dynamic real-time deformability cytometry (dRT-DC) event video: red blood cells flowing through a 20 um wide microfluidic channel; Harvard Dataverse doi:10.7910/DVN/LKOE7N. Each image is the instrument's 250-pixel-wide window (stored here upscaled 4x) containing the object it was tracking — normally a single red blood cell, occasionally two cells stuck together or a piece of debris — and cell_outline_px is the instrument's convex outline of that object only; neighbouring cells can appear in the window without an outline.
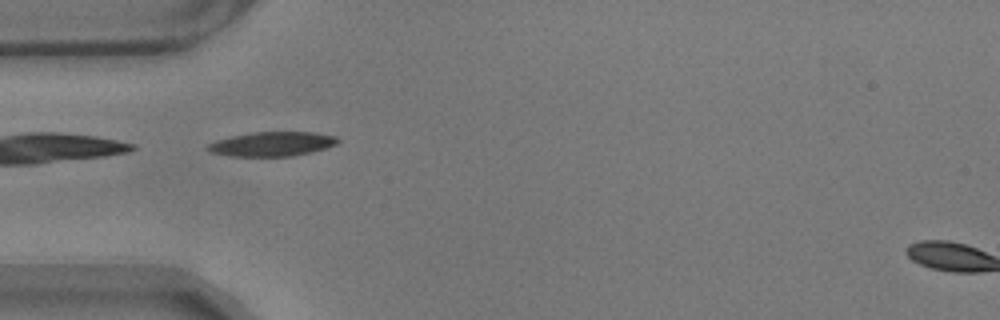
{"species": "common noctule bat (a hibernating species)", "species_latin": "Nyctalus noctula", "temperature_condition": "warm", "stored_images_in_passage": 41, "camera_frame_rate_fps": 3000, "um_per_image_px": 0.085, "animal": {"sex": "male", "body_mass_g": 17.9}, "frame": {"image": 1, "passage_image": 1, "time_ms": 0.0, "image_size_px": [1000, 320], "cell_outline_px": [[340, 140], [336, 144], [312, 152], [292, 156], [228, 156], [208, 152], [204, 148], [208, 144], [216, 140], [232, 136], [252, 132], [316, 132], [336, 136]], "centroid_in_image_um": [23.09, 12.24], "position_along_channel_um": 61.9, "area_um2": 18.61}}
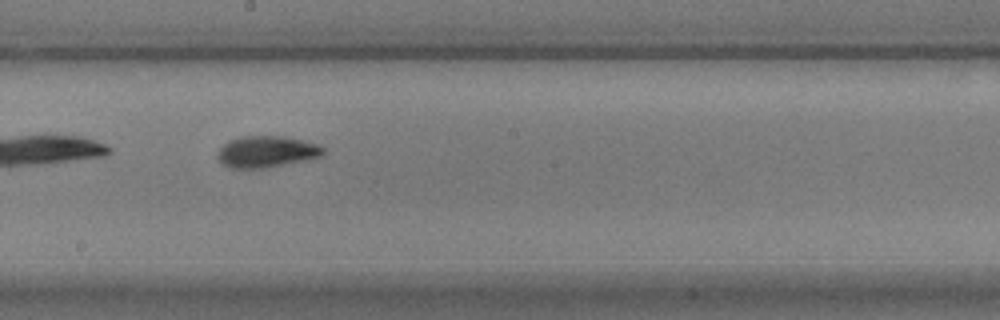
{"frame": {"image": 2, "passage_image": 15, "time_ms": 4.667, "image_size_px": [1000, 320], "cell_outline_px": [[324, 156], [264, 168], [228, 168], [216, 156], [216, 152], [228, 140], [240, 136], [284, 136], [304, 140], [320, 144], [324, 148]], "centroid_in_image_um": [22.66, 12.88], "position_along_channel_um": 225.5, "area_um2": 19.54}}
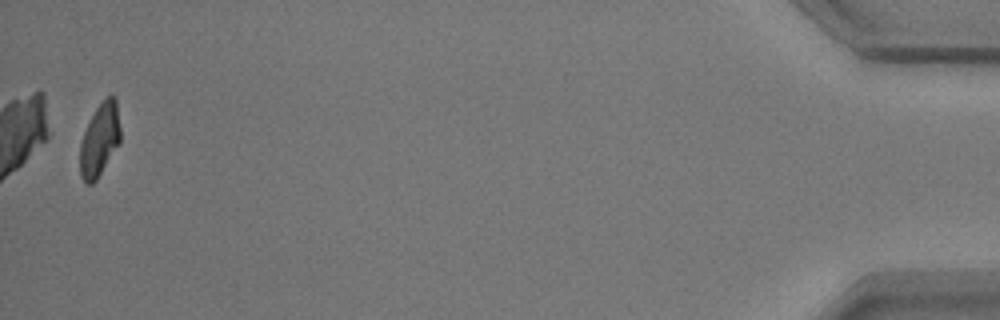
{"frame": {"image": 3, "passage_image": 40, "time_ms": 13.0, "image_size_px": [1000, 320], "cell_outline_px": [[120, 144], [96, 180], [92, 184], [84, 184], [80, 176], [80, 144], [84, 132], [96, 108], [108, 96], [116, 96], [120, 128]], "centroid_in_image_um": [8.48, 11.92], "position_along_channel_um": 426.7, "area_um2": 17.17}, "authors_computed_cell_mechanics": {"area_um2": 18.3226, "velocity_mm_per_s": 3.5216, "shape_relaxation_time_tau1_ms": 3.8587, "shape_relaxation_time_tau2_ms": 2.4406, "deformation_change_tau1": 0.1652, "deformation_change_tau2": 0.0926}}